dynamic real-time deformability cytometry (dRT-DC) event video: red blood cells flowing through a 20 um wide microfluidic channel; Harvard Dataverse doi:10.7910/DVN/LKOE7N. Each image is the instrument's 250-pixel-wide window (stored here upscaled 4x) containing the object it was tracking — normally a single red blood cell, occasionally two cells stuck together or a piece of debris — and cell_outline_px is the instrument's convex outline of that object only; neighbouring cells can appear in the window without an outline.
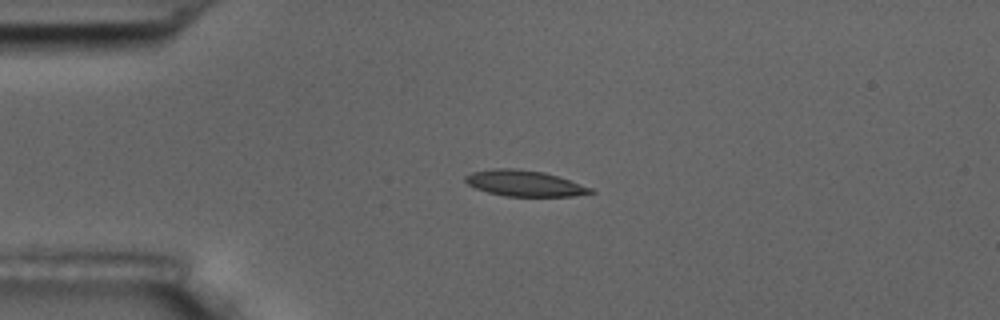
{"species": "common noctule bat (a hibernating species)", "species_latin": "Nyctalus noctula", "temperature_condition": "room temperature", "stored_images_in_passage": 5, "camera_frame_rate_fps": 3000, "um_per_image_px": 0.085, "animal": {"sex": "male", "body_mass_g": 17.5, "forearm_length_mm": 52.3}, "frame": {"image": 1, "passage_image": 3, "time_ms": 2.333, "image_size_px": [1000, 320], "cell_outline_px": [[596, 192], [572, 196], [504, 196], [488, 192], [476, 188], [468, 184], [464, 180], [464, 176], [472, 172], [496, 168], [512, 168], [544, 172], [592, 188]], "centroid_in_image_um": [44.55, 15.58], "position_along_channel_um": 40.5, "area_um2": 18.67}}